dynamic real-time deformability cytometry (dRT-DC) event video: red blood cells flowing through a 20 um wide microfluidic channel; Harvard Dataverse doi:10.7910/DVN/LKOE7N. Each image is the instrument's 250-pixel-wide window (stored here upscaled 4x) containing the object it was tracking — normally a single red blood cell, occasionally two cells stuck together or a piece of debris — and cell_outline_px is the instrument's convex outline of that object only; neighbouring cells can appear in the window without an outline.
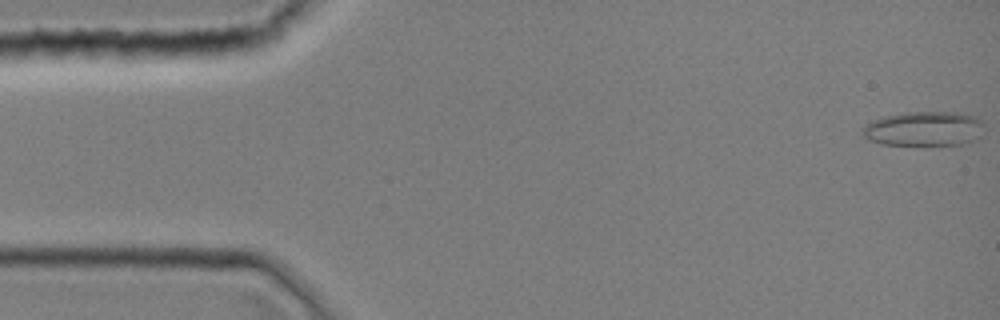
{"species": "common noctule bat (a hibernating species)", "species_latin": "Nyctalus noctula", "temperature_condition": "room temperature", "stored_images_in_passage": 44, "camera_frame_rate_fps": 3000, "um_per_image_px": 0.085, "animal": {"sex": "female", "body_mass_g": 19.0, "forearm_length_mm": 51.5}, "frame": {"image": 1, "passage_image": 1, "time_ms": 0.0, "image_size_px": [1000, 320], "cell_outline_px": [[984, 124], [976, 140], [960, 144], [884, 144], [868, 140], [860, 136], [864, 128], [872, 120], [884, 116], [908, 112], [952, 112], [976, 116]], "centroid_in_image_um": [78.52, 10.93], "position_along_channel_um": 6.5, "area_um2": 24.22}}
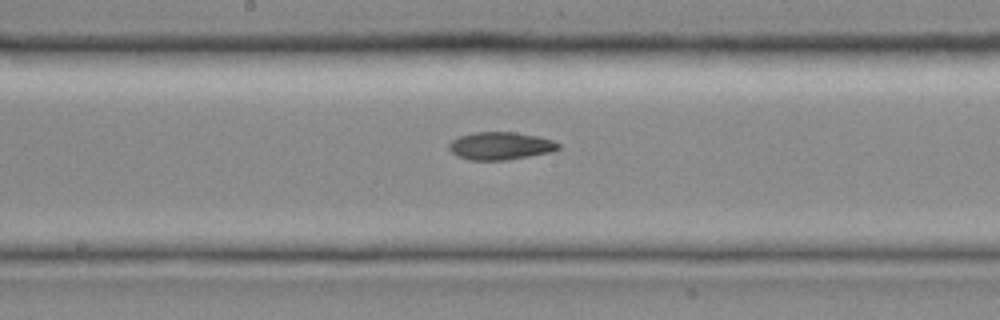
{"frame": {"image": 2, "passage_image": 23, "time_ms": 7.333, "image_size_px": [1000, 320], "cell_outline_px": [[560, 148], [552, 152], [508, 160], [468, 160], [456, 156], [448, 148], [448, 144], [452, 140], [460, 136], [472, 132], [516, 132], [540, 136], [552, 140], [560, 144]], "centroid_in_image_um": [42.54, 12.4], "position_along_channel_um": 205.7, "area_um2": 17.92}}
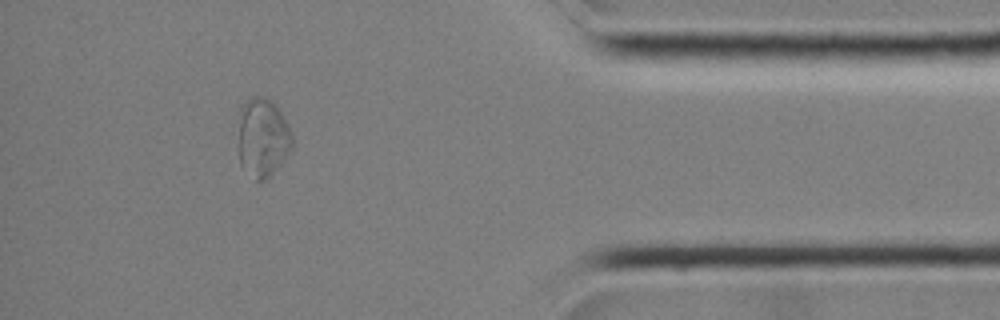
{"frame": {"image": 3, "passage_image": 39, "time_ms": 12.667, "image_size_px": [1000, 320], "cell_outline_px": [[292, 148], [280, 164], [264, 180], [256, 180], [240, 164], [240, 104], [244, 100], [252, 96], [264, 96], [276, 104], [288, 124], [292, 136]], "centroid_in_image_um": [22.34, 11.63], "position_along_channel_um": 412.9, "area_um2": 24.45}}